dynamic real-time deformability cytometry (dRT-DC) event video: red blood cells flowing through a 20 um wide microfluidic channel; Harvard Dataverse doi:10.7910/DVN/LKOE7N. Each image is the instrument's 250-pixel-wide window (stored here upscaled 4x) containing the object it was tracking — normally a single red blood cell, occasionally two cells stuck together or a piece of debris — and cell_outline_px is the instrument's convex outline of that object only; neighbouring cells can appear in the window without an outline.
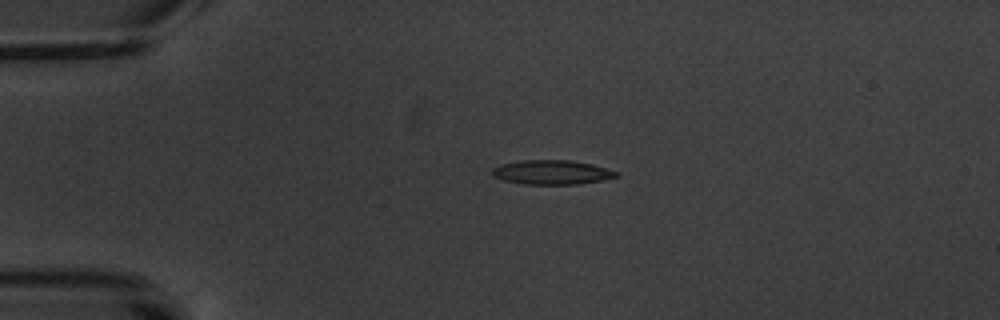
{"species": "common noctule bat (a hibernating species)", "species_latin": "Nyctalus noctula", "temperature_condition": "warm", "stored_images_in_passage": 5, "camera_frame_rate_fps": 3000, "um_per_image_px": 0.085, "animal": {"sex": "male", "body_mass_g": 20.1, "forearm_length_mm": 53.5}, "frame": {"image": 1, "passage_image": 4, "time_ms": 4.333, "image_size_px": [1000, 320], "cell_outline_px": [[620, 176], [580, 184], [524, 184], [504, 180], [496, 176], [492, 172], [492, 168], [500, 164], [520, 160], [568, 160], [592, 164], [620, 172]], "centroid_in_image_um": [46.93, 14.64], "position_along_channel_um": 38.1, "area_um2": 17.51}}